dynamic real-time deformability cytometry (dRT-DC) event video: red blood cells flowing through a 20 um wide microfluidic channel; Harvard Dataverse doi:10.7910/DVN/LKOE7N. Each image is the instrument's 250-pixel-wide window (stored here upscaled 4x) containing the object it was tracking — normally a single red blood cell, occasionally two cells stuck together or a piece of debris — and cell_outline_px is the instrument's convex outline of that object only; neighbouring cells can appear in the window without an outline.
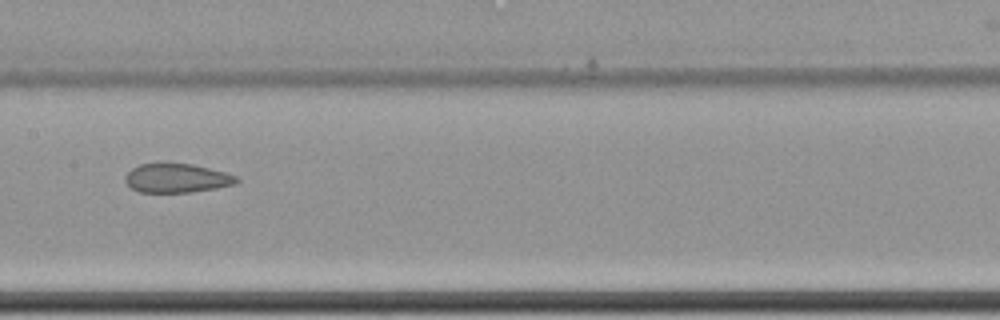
{"species": "common noctule bat (a hibernating species)", "species_latin": "Nyctalus noctula", "temperature_condition": "cold", "stored_images_in_passage": 10, "camera_frame_rate_fps": 3000, "um_per_image_px": 0.085, "animal": {"sex": "female", "body_mass_g": 22.7, "forearm_length_mm": 54.2}, "frame": {"image": 1, "passage_image": 9, "time_ms": 2.667, "image_size_px": [1000, 320], "cell_outline_px": [[240, 180], [236, 184], [216, 188], [192, 192], [140, 192], [132, 188], [124, 180], [124, 176], [132, 168], [140, 164], [192, 164], [224, 172], [236, 176]], "centroid_in_image_um": [15.03, 15.15], "position_along_channel_um": 192.4, "area_um2": 18.61}}
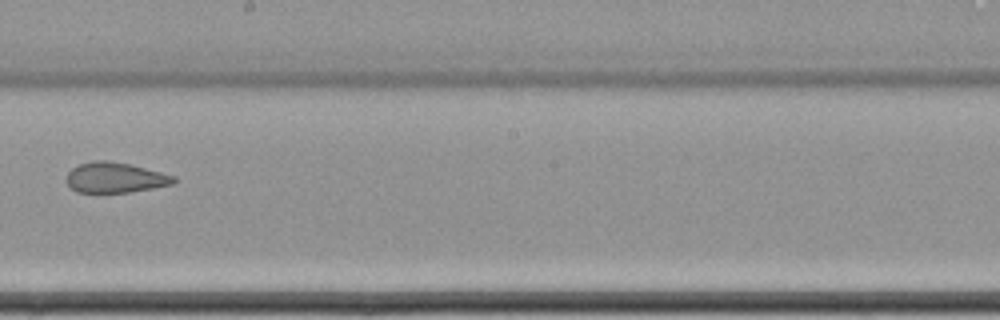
{"frame": {"image": 2, "passage_image": 10, "time_ms": 3.0, "image_size_px": [1000, 320], "cell_outline_px": [[176, 184], [128, 192], [76, 192], [64, 180], [68, 172], [72, 168], [80, 164], [92, 160], [108, 160], [128, 164], [176, 176]], "centroid_in_image_um": [9.77, 15.09], "position_along_channel_um": 238.4, "area_um2": 18.96}}